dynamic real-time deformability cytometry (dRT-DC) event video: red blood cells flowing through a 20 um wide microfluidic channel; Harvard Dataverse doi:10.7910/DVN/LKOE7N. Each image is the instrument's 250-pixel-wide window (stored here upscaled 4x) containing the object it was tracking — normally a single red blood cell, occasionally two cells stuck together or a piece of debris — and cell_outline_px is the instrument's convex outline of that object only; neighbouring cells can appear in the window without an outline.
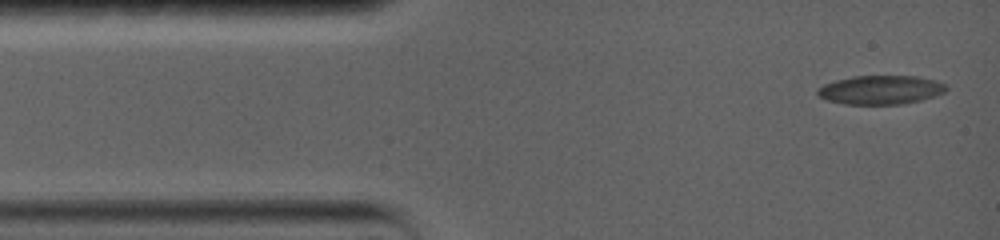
{"species": "common noctule bat (a hibernating species)", "species_latin": "Nyctalus noctula", "temperature_condition": "warm", "stored_images_in_passage": 50, "camera_frame_rate_fps": 5000, "um_per_image_px": 0.085, "animal": {"sex": "female", "body_mass_g": 19.0, "forearm_length_mm": 56.7}, "frame": {"image": 1, "passage_image": 1, "time_ms": 0.0, "image_size_px": [1000, 240], "cell_outline_px": [[948, 88], [944, 92], [936, 96], [904, 104], [844, 104], [828, 100], [816, 96], [816, 88], [824, 84], [836, 80], [852, 76], [916, 76], [936, 80], [944, 84]], "centroid_in_image_um": [74.83, 7.64], "position_along_channel_um": 10.2, "area_um2": 21.79}}
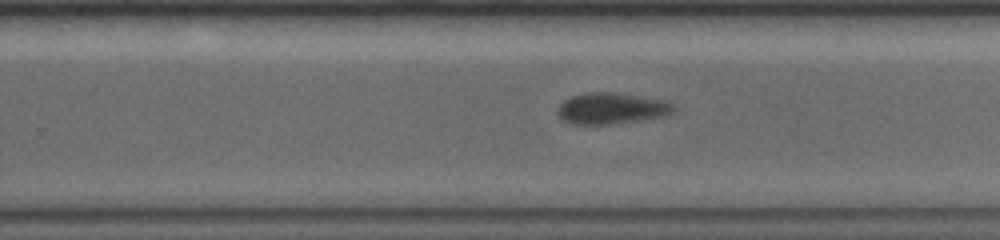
{"frame": {"image": 2, "passage_image": 22, "time_ms": 9.4, "image_size_px": [1000, 240], "cell_outline_px": [[680, 108], [676, 112], [668, 116], [608, 124], [572, 124], [560, 120], [556, 112], [556, 108], [564, 100], [572, 96], [584, 92], [612, 92], [668, 100], [676, 104]], "centroid_in_image_um": [52.04, 9.21], "position_along_channel_um": 277.8, "area_um2": 21.73}}
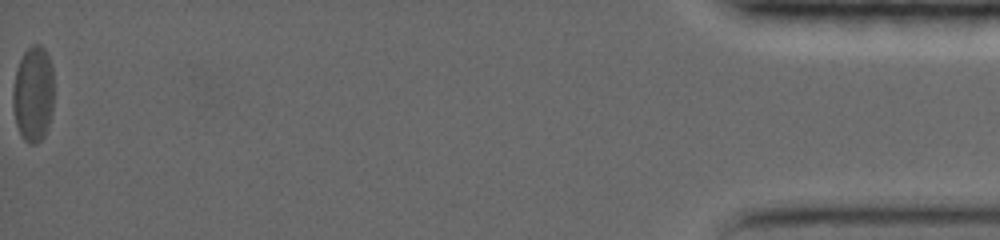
{"frame": {"image": 3, "passage_image": 50, "time_ms": 17.8, "image_size_px": [1000, 240], "cell_outline_px": [[52, 112], [44, 136], [36, 144], [28, 144], [20, 136], [16, 124], [12, 108], [12, 88], [16, 68], [24, 52], [32, 44], [40, 44], [44, 48], [52, 64]], "centroid_in_image_um": [2.79, 7.99], "position_along_channel_um": 432.4, "area_um2": 23.18}, "authors_computed_cell_mechanics": {"area_um2": 22.0218, "velocity_mm_per_s": 3.5498, "shape_relaxation_time_tau1_ms": 8.9341, "shape_relaxation_time_tau2_ms": 1.2328, "deformation_change_tau1": 0.19, "deformation_change_tau2": 0.0671}}